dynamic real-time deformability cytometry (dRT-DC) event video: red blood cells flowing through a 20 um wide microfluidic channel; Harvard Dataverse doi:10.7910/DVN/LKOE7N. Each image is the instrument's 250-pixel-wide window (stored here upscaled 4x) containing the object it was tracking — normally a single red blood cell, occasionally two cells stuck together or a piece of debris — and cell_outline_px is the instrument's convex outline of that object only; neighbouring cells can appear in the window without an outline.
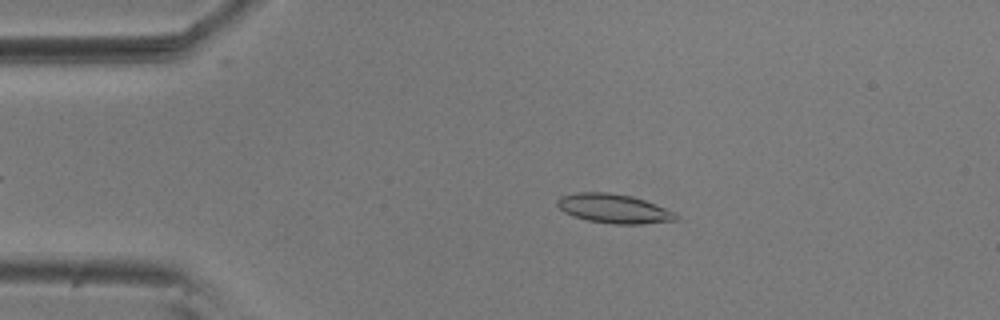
{"species": "common noctule bat (a hibernating species)", "species_latin": "Nyctalus noctula", "temperature_condition": "room temperature", "stored_images_in_passage": 51, "camera_frame_rate_fps": 3000, "um_per_image_px": 0.085, "animal": {"sex": "male", "body_mass_g": 20.5, "forearm_length_mm": 52.5}, "frame": {"image": 1, "passage_image": 10, "time_ms": 3.0, "image_size_px": [1000, 320], "cell_outline_px": [[680, 216], [676, 220], [640, 224], [612, 224], [588, 220], [564, 212], [556, 204], [556, 200], [560, 196], [576, 192], [608, 192], [632, 196], [644, 200], [676, 212]], "centroid_in_image_um": [52.18, 17.72], "position_along_channel_um": 32.8, "area_um2": 20.17}}
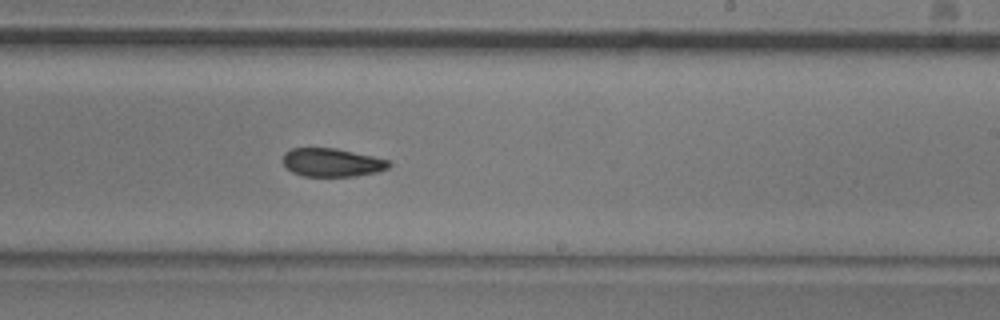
{"frame": {"image": 2, "passage_image": 32, "time_ms": 10.333, "image_size_px": [1000, 320], "cell_outline_px": [[392, 164], [388, 168], [376, 172], [356, 176], [304, 176], [292, 172], [284, 164], [284, 152], [292, 148], [336, 148], [392, 160]], "centroid_in_image_um": [28.26, 13.8], "position_along_channel_um": 260.7, "area_um2": 17.57}}
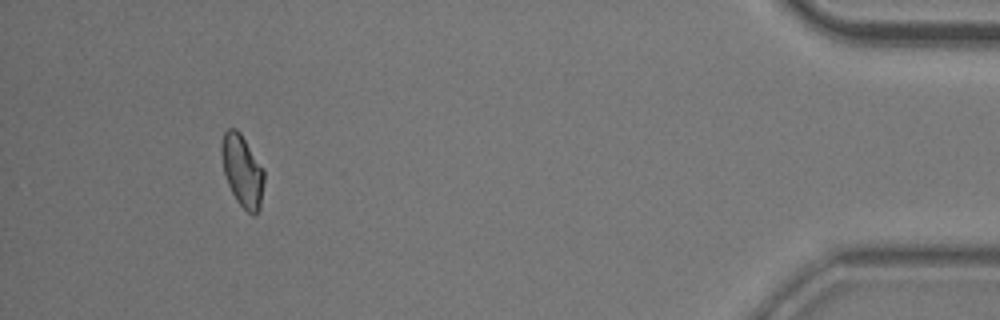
{"frame": {"image": 3, "passage_image": 50, "time_ms": 16.333, "image_size_px": [1000, 320], "cell_outline_px": [[264, 180], [260, 208], [252, 216], [236, 200], [228, 184], [224, 172], [220, 148], [224, 132], [228, 128], [236, 128], [240, 132], [264, 168]], "centroid_in_image_um": [20.6, 14.49], "position_along_channel_um": 414.6, "area_um2": 17.8}}